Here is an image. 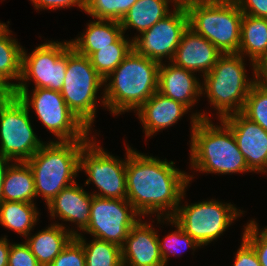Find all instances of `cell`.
Here are the masks:
<instances>
[{
    "label": "cell",
    "instance_id": "1",
    "mask_svg": "<svg viewBox=\"0 0 267 266\" xmlns=\"http://www.w3.org/2000/svg\"><path fill=\"white\" fill-rule=\"evenodd\" d=\"M126 146L127 200L143 217L158 212V223L163 216L172 217L193 176L175 168L173 161L146 156Z\"/></svg>",
    "mask_w": 267,
    "mask_h": 266
},
{
    "label": "cell",
    "instance_id": "2",
    "mask_svg": "<svg viewBox=\"0 0 267 266\" xmlns=\"http://www.w3.org/2000/svg\"><path fill=\"white\" fill-rule=\"evenodd\" d=\"M191 118V167L205 173L251 172L231 129L222 121L213 125L204 112Z\"/></svg>",
    "mask_w": 267,
    "mask_h": 266
},
{
    "label": "cell",
    "instance_id": "3",
    "mask_svg": "<svg viewBox=\"0 0 267 266\" xmlns=\"http://www.w3.org/2000/svg\"><path fill=\"white\" fill-rule=\"evenodd\" d=\"M159 65V62L132 49L121 64L104 79L105 89L101 104L117 116L129 110L137 111L158 91Z\"/></svg>",
    "mask_w": 267,
    "mask_h": 266
},
{
    "label": "cell",
    "instance_id": "4",
    "mask_svg": "<svg viewBox=\"0 0 267 266\" xmlns=\"http://www.w3.org/2000/svg\"><path fill=\"white\" fill-rule=\"evenodd\" d=\"M88 141H50L26 161L34 176L36 197L41 195L46 205L61 190L76 182L80 150Z\"/></svg>",
    "mask_w": 267,
    "mask_h": 266
},
{
    "label": "cell",
    "instance_id": "5",
    "mask_svg": "<svg viewBox=\"0 0 267 266\" xmlns=\"http://www.w3.org/2000/svg\"><path fill=\"white\" fill-rule=\"evenodd\" d=\"M243 58L238 53L222 54L203 76L202 94L205 91L210 104L218 111L219 120L242 112L248 93L256 83L255 78H247Z\"/></svg>",
    "mask_w": 267,
    "mask_h": 266
},
{
    "label": "cell",
    "instance_id": "6",
    "mask_svg": "<svg viewBox=\"0 0 267 266\" xmlns=\"http://www.w3.org/2000/svg\"><path fill=\"white\" fill-rule=\"evenodd\" d=\"M189 28L222 54L238 53L243 13L234 0L192 3L186 7Z\"/></svg>",
    "mask_w": 267,
    "mask_h": 266
},
{
    "label": "cell",
    "instance_id": "7",
    "mask_svg": "<svg viewBox=\"0 0 267 266\" xmlns=\"http://www.w3.org/2000/svg\"><path fill=\"white\" fill-rule=\"evenodd\" d=\"M12 94L18 96L28 109L31 106L41 123L59 141L90 139L91 130L69 109L60 91L36 88L29 94L28 87H15Z\"/></svg>",
    "mask_w": 267,
    "mask_h": 266
},
{
    "label": "cell",
    "instance_id": "8",
    "mask_svg": "<svg viewBox=\"0 0 267 266\" xmlns=\"http://www.w3.org/2000/svg\"><path fill=\"white\" fill-rule=\"evenodd\" d=\"M103 85L104 79L97 73L89 58L70 46L60 92L69 109L89 130L96 117V95Z\"/></svg>",
    "mask_w": 267,
    "mask_h": 266
},
{
    "label": "cell",
    "instance_id": "9",
    "mask_svg": "<svg viewBox=\"0 0 267 266\" xmlns=\"http://www.w3.org/2000/svg\"><path fill=\"white\" fill-rule=\"evenodd\" d=\"M29 112L14 94L0 100V154L15 162L28 161L45 143L34 133Z\"/></svg>",
    "mask_w": 267,
    "mask_h": 266
},
{
    "label": "cell",
    "instance_id": "10",
    "mask_svg": "<svg viewBox=\"0 0 267 266\" xmlns=\"http://www.w3.org/2000/svg\"><path fill=\"white\" fill-rule=\"evenodd\" d=\"M241 214L232 204L212 199L180 205L172 218L201 247L216 240Z\"/></svg>",
    "mask_w": 267,
    "mask_h": 266
},
{
    "label": "cell",
    "instance_id": "11",
    "mask_svg": "<svg viewBox=\"0 0 267 266\" xmlns=\"http://www.w3.org/2000/svg\"><path fill=\"white\" fill-rule=\"evenodd\" d=\"M90 139L80 150V171L84 170L88 178L86 185L92 181L99 192L94 196L110 199H127L126 163L117 159Z\"/></svg>",
    "mask_w": 267,
    "mask_h": 266
},
{
    "label": "cell",
    "instance_id": "12",
    "mask_svg": "<svg viewBox=\"0 0 267 266\" xmlns=\"http://www.w3.org/2000/svg\"><path fill=\"white\" fill-rule=\"evenodd\" d=\"M70 41H49L37 46L31 54L22 50L21 78L16 87H28L27 81L33 79L36 88H49L61 91Z\"/></svg>",
    "mask_w": 267,
    "mask_h": 266
},
{
    "label": "cell",
    "instance_id": "13",
    "mask_svg": "<svg viewBox=\"0 0 267 266\" xmlns=\"http://www.w3.org/2000/svg\"><path fill=\"white\" fill-rule=\"evenodd\" d=\"M138 217L141 215L127 199L93 195L89 224L84 232L122 247L130 229L140 220Z\"/></svg>",
    "mask_w": 267,
    "mask_h": 266
},
{
    "label": "cell",
    "instance_id": "14",
    "mask_svg": "<svg viewBox=\"0 0 267 266\" xmlns=\"http://www.w3.org/2000/svg\"><path fill=\"white\" fill-rule=\"evenodd\" d=\"M189 27L185 7H176L151 28L133 37V49L149 59L162 63V58L172 61L184 32Z\"/></svg>",
    "mask_w": 267,
    "mask_h": 266
},
{
    "label": "cell",
    "instance_id": "15",
    "mask_svg": "<svg viewBox=\"0 0 267 266\" xmlns=\"http://www.w3.org/2000/svg\"><path fill=\"white\" fill-rule=\"evenodd\" d=\"M221 120L231 129L249 170L267 173V131L241 112Z\"/></svg>",
    "mask_w": 267,
    "mask_h": 266
},
{
    "label": "cell",
    "instance_id": "16",
    "mask_svg": "<svg viewBox=\"0 0 267 266\" xmlns=\"http://www.w3.org/2000/svg\"><path fill=\"white\" fill-rule=\"evenodd\" d=\"M157 232L150 223H143L140 218L121 247L123 266H165Z\"/></svg>",
    "mask_w": 267,
    "mask_h": 266
},
{
    "label": "cell",
    "instance_id": "17",
    "mask_svg": "<svg viewBox=\"0 0 267 266\" xmlns=\"http://www.w3.org/2000/svg\"><path fill=\"white\" fill-rule=\"evenodd\" d=\"M222 53L206 38L187 28L176 49L172 63L186 70L209 73Z\"/></svg>",
    "mask_w": 267,
    "mask_h": 266
},
{
    "label": "cell",
    "instance_id": "18",
    "mask_svg": "<svg viewBox=\"0 0 267 266\" xmlns=\"http://www.w3.org/2000/svg\"><path fill=\"white\" fill-rule=\"evenodd\" d=\"M192 71L171 62L160 63L158 70V92L185 105L189 110L202 95L201 83Z\"/></svg>",
    "mask_w": 267,
    "mask_h": 266
},
{
    "label": "cell",
    "instance_id": "19",
    "mask_svg": "<svg viewBox=\"0 0 267 266\" xmlns=\"http://www.w3.org/2000/svg\"><path fill=\"white\" fill-rule=\"evenodd\" d=\"M92 199V193L88 194L74 182L61 190L47 206L52 219L59 217L75 223L78 230L84 231L89 224Z\"/></svg>",
    "mask_w": 267,
    "mask_h": 266
},
{
    "label": "cell",
    "instance_id": "20",
    "mask_svg": "<svg viewBox=\"0 0 267 266\" xmlns=\"http://www.w3.org/2000/svg\"><path fill=\"white\" fill-rule=\"evenodd\" d=\"M188 108L180 102L156 91L138 110L137 115L143 125L146 137L163 130L180 120Z\"/></svg>",
    "mask_w": 267,
    "mask_h": 266
},
{
    "label": "cell",
    "instance_id": "21",
    "mask_svg": "<svg viewBox=\"0 0 267 266\" xmlns=\"http://www.w3.org/2000/svg\"><path fill=\"white\" fill-rule=\"evenodd\" d=\"M46 228L35 235L27 236L25 241L41 266H49L69 242L80 234L73 229L67 230L59 223Z\"/></svg>",
    "mask_w": 267,
    "mask_h": 266
},
{
    "label": "cell",
    "instance_id": "22",
    "mask_svg": "<svg viewBox=\"0 0 267 266\" xmlns=\"http://www.w3.org/2000/svg\"><path fill=\"white\" fill-rule=\"evenodd\" d=\"M87 26L83 35L81 33V36L70 41L76 52L87 57L105 46H110L123 34L118 21L97 19Z\"/></svg>",
    "mask_w": 267,
    "mask_h": 266
},
{
    "label": "cell",
    "instance_id": "23",
    "mask_svg": "<svg viewBox=\"0 0 267 266\" xmlns=\"http://www.w3.org/2000/svg\"><path fill=\"white\" fill-rule=\"evenodd\" d=\"M171 0H137L121 19L120 24L123 33L129 28H134L140 34L155 23L171 13L169 3Z\"/></svg>",
    "mask_w": 267,
    "mask_h": 266
},
{
    "label": "cell",
    "instance_id": "24",
    "mask_svg": "<svg viewBox=\"0 0 267 266\" xmlns=\"http://www.w3.org/2000/svg\"><path fill=\"white\" fill-rule=\"evenodd\" d=\"M34 176L26 162H14L6 171L3 182V201L34 203Z\"/></svg>",
    "mask_w": 267,
    "mask_h": 266
},
{
    "label": "cell",
    "instance_id": "25",
    "mask_svg": "<svg viewBox=\"0 0 267 266\" xmlns=\"http://www.w3.org/2000/svg\"><path fill=\"white\" fill-rule=\"evenodd\" d=\"M267 50V18L243 14L241 21V35L238 54L249 56L252 62L253 75L254 63Z\"/></svg>",
    "mask_w": 267,
    "mask_h": 266
},
{
    "label": "cell",
    "instance_id": "26",
    "mask_svg": "<svg viewBox=\"0 0 267 266\" xmlns=\"http://www.w3.org/2000/svg\"><path fill=\"white\" fill-rule=\"evenodd\" d=\"M11 30L3 23L0 26V80L12 91L18 83L9 80H20L22 64V46L10 35Z\"/></svg>",
    "mask_w": 267,
    "mask_h": 266
},
{
    "label": "cell",
    "instance_id": "27",
    "mask_svg": "<svg viewBox=\"0 0 267 266\" xmlns=\"http://www.w3.org/2000/svg\"><path fill=\"white\" fill-rule=\"evenodd\" d=\"M39 212L35 203L3 201L0 204V224L22 236H30Z\"/></svg>",
    "mask_w": 267,
    "mask_h": 266
},
{
    "label": "cell",
    "instance_id": "28",
    "mask_svg": "<svg viewBox=\"0 0 267 266\" xmlns=\"http://www.w3.org/2000/svg\"><path fill=\"white\" fill-rule=\"evenodd\" d=\"M132 49L133 40L126 39L123 33L110 46L101 48L92 53L88 58L97 73L105 79L121 64Z\"/></svg>",
    "mask_w": 267,
    "mask_h": 266
},
{
    "label": "cell",
    "instance_id": "29",
    "mask_svg": "<svg viewBox=\"0 0 267 266\" xmlns=\"http://www.w3.org/2000/svg\"><path fill=\"white\" fill-rule=\"evenodd\" d=\"M75 238L82 244L86 266H123L118 245L97 238L87 243L81 233Z\"/></svg>",
    "mask_w": 267,
    "mask_h": 266
},
{
    "label": "cell",
    "instance_id": "30",
    "mask_svg": "<svg viewBox=\"0 0 267 266\" xmlns=\"http://www.w3.org/2000/svg\"><path fill=\"white\" fill-rule=\"evenodd\" d=\"M137 0H85L84 12L99 20L120 22Z\"/></svg>",
    "mask_w": 267,
    "mask_h": 266
},
{
    "label": "cell",
    "instance_id": "31",
    "mask_svg": "<svg viewBox=\"0 0 267 266\" xmlns=\"http://www.w3.org/2000/svg\"><path fill=\"white\" fill-rule=\"evenodd\" d=\"M162 219L163 221L165 220V222H170L177 229L168 234L162 241L158 238L162 260L165 266L167 264L169 254H176L178 256V254L184 249L190 248L194 251L197 247H200L192 237L184 232L182 227L172 217H164Z\"/></svg>",
    "mask_w": 267,
    "mask_h": 266
},
{
    "label": "cell",
    "instance_id": "32",
    "mask_svg": "<svg viewBox=\"0 0 267 266\" xmlns=\"http://www.w3.org/2000/svg\"><path fill=\"white\" fill-rule=\"evenodd\" d=\"M250 121L267 131V86L255 83L241 112Z\"/></svg>",
    "mask_w": 267,
    "mask_h": 266
},
{
    "label": "cell",
    "instance_id": "33",
    "mask_svg": "<svg viewBox=\"0 0 267 266\" xmlns=\"http://www.w3.org/2000/svg\"><path fill=\"white\" fill-rule=\"evenodd\" d=\"M242 237L256 252L261 266H267V227L259 231L258 224L251 220L244 228Z\"/></svg>",
    "mask_w": 267,
    "mask_h": 266
},
{
    "label": "cell",
    "instance_id": "34",
    "mask_svg": "<svg viewBox=\"0 0 267 266\" xmlns=\"http://www.w3.org/2000/svg\"><path fill=\"white\" fill-rule=\"evenodd\" d=\"M49 266H86L82 244L74 237Z\"/></svg>",
    "mask_w": 267,
    "mask_h": 266
},
{
    "label": "cell",
    "instance_id": "35",
    "mask_svg": "<svg viewBox=\"0 0 267 266\" xmlns=\"http://www.w3.org/2000/svg\"><path fill=\"white\" fill-rule=\"evenodd\" d=\"M8 266H41L25 243L11 244L8 256Z\"/></svg>",
    "mask_w": 267,
    "mask_h": 266
},
{
    "label": "cell",
    "instance_id": "36",
    "mask_svg": "<svg viewBox=\"0 0 267 266\" xmlns=\"http://www.w3.org/2000/svg\"><path fill=\"white\" fill-rule=\"evenodd\" d=\"M233 266H261L252 246L242 237V243L235 255Z\"/></svg>",
    "mask_w": 267,
    "mask_h": 266
},
{
    "label": "cell",
    "instance_id": "37",
    "mask_svg": "<svg viewBox=\"0 0 267 266\" xmlns=\"http://www.w3.org/2000/svg\"><path fill=\"white\" fill-rule=\"evenodd\" d=\"M246 15L267 18V0H234Z\"/></svg>",
    "mask_w": 267,
    "mask_h": 266
},
{
    "label": "cell",
    "instance_id": "38",
    "mask_svg": "<svg viewBox=\"0 0 267 266\" xmlns=\"http://www.w3.org/2000/svg\"><path fill=\"white\" fill-rule=\"evenodd\" d=\"M36 10L69 8L78 6L83 11L85 10V0H31Z\"/></svg>",
    "mask_w": 267,
    "mask_h": 266
},
{
    "label": "cell",
    "instance_id": "39",
    "mask_svg": "<svg viewBox=\"0 0 267 266\" xmlns=\"http://www.w3.org/2000/svg\"><path fill=\"white\" fill-rule=\"evenodd\" d=\"M254 76L256 83L267 86V50L254 63Z\"/></svg>",
    "mask_w": 267,
    "mask_h": 266
},
{
    "label": "cell",
    "instance_id": "40",
    "mask_svg": "<svg viewBox=\"0 0 267 266\" xmlns=\"http://www.w3.org/2000/svg\"><path fill=\"white\" fill-rule=\"evenodd\" d=\"M11 244L6 236L0 238V266H8V256Z\"/></svg>",
    "mask_w": 267,
    "mask_h": 266
},
{
    "label": "cell",
    "instance_id": "41",
    "mask_svg": "<svg viewBox=\"0 0 267 266\" xmlns=\"http://www.w3.org/2000/svg\"><path fill=\"white\" fill-rule=\"evenodd\" d=\"M9 161L11 162L13 160H10L9 158H6L0 154V204L3 202V182L6 171L10 166Z\"/></svg>",
    "mask_w": 267,
    "mask_h": 266
},
{
    "label": "cell",
    "instance_id": "42",
    "mask_svg": "<svg viewBox=\"0 0 267 266\" xmlns=\"http://www.w3.org/2000/svg\"><path fill=\"white\" fill-rule=\"evenodd\" d=\"M172 3H174V6L176 7H186L189 4L192 3H200V2H210L214 0H171Z\"/></svg>",
    "mask_w": 267,
    "mask_h": 266
},
{
    "label": "cell",
    "instance_id": "43",
    "mask_svg": "<svg viewBox=\"0 0 267 266\" xmlns=\"http://www.w3.org/2000/svg\"><path fill=\"white\" fill-rule=\"evenodd\" d=\"M11 94L12 90L0 80V100L9 97Z\"/></svg>",
    "mask_w": 267,
    "mask_h": 266
}]
</instances>
